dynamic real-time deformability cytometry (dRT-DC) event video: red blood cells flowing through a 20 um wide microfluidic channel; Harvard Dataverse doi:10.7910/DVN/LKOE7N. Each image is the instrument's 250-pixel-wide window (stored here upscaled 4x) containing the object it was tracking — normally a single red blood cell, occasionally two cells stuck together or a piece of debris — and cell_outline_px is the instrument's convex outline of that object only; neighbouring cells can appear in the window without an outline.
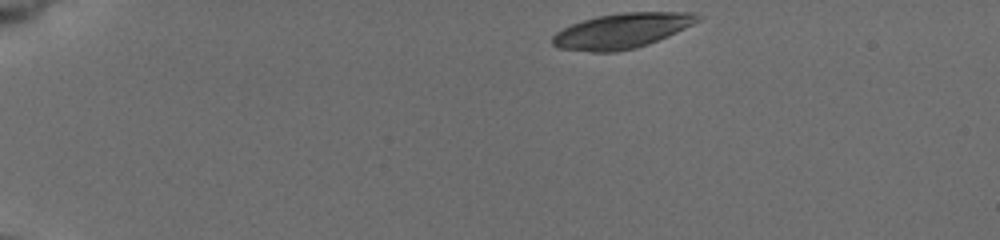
{"species": "common noctule bat (a hibernating species)", "species_latin": "Nyctalus noctula", "temperature_condition": "cold", "stored_images_in_passage": 45, "camera_frame_rate_fps": 3000, "um_per_image_px": 0.085, "animal": {"sex": "female", "body_mass_g": 19.5, "forearm_length_mm": 54.1}, "frame": {"image": 1, "passage_image": 1, "time_ms": 0.0, "image_size_px": [1000, 240], "cell_outline_px": [[704, 16], [700, 20], [668, 36], [648, 44], [636, 48], [616, 52], [592, 52], [560, 48], [552, 44], [552, 36], [556, 32], [572, 24], [596, 16], [624, 12], [692, 12]], "centroid_in_image_um": [52.87, 2.61], "position_along_channel_um": 32.1, "area_um2": 29.59}}